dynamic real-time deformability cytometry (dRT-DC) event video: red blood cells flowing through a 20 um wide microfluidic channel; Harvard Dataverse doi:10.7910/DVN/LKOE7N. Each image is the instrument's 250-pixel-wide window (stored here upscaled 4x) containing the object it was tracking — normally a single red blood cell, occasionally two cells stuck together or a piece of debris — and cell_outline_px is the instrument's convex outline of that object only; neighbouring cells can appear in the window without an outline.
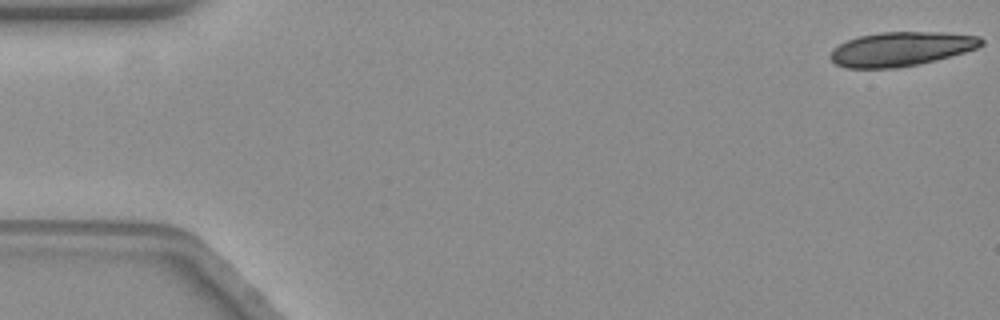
{"species": "common noctule bat (a hibernating species)", "species_latin": "Nyctalus noctula", "temperature_condition": "warm", "stored_images_in_passage": 20, "camera_frame_rate_fps": 3000, "um_per_image_px": 0.085, "animal": {"sex": "female", "body_mass_g": 19.3, "forearm_length_mm": 54.1}, "frame": {"image": 1, "passage_image": 1, "time_ms": 0.0, "image_size_px": [1000, 320], "cell_outline_px": [[984, 44], [976, 48], [964, 52], [936, 60], [920, 64], [896, 68], [844, 68], [836, 64], [828, 56], [832, 48], [848, 40], [860, 36], [880, 32], [944, 32], [980, 36], [984, 40]], "centroid_in_image_um": [76.59, 4.16], "position_along_channel_um": 8.4, "area_um2": 30.23}}